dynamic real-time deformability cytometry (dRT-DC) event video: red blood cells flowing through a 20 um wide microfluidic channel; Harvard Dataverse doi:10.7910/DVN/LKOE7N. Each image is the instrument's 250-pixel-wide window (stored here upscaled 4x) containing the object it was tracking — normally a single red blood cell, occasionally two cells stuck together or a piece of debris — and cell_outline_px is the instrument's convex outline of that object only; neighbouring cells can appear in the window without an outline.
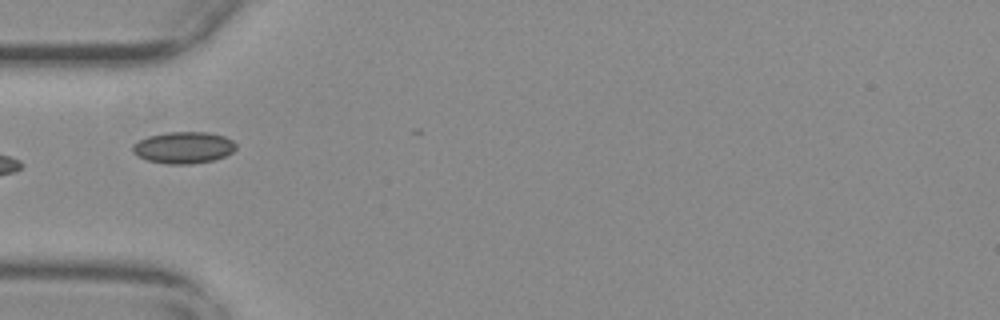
{"species": "common noctule bat (a hibernating species)", "species_latin": "Nyctalus noctula", "temperature_condition": "warm", "stored_images_in_passage": 4, "camera_frame_rate_fps": 3000, "um_per_image_px": 0.085, "animal": {"sex": "female", "body_mass_g": 29.2, "forearm_length_mm": 56.3}, "frame": {"image": 1, "passage_image": 1, "time_ms": 0.0, "image_size_px": [1000, 320], "cell_outline_px": [[236, 148], [232, 152], [224, 156], [212, 160], [192, 164], [168, 164], [148, 160], [132, 152], [132, 144], [148, 136], [168, 132], [208, 132], [224, 136], [232, 140], [236, 144]], "centroid_in_image_um": [15.61, 12.54], "position_along_channel_um": 69.4, "area_um2": 18.96}}